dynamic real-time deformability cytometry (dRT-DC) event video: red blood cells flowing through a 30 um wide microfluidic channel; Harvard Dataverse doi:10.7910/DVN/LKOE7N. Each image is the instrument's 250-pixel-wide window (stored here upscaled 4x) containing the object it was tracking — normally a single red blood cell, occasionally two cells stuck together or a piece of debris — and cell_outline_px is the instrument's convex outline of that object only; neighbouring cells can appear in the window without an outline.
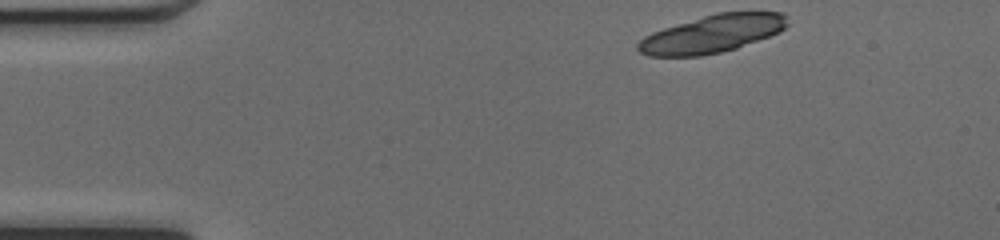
{"species": "common noctule bat (a hibernating species)", "species_latin": "Nyctalus noctula", "temperature_condition": "cold", "stored_images_in_passage": 11, "camera_frame_rate_fps": 3000, "um_per_image_px": 0.085, "animal": {"sex": "female", "body_mass_g": 17.0, "forearm_length_mm": 48.0}, "frame": {"image": 1, "passage_image": 1, "time_ms": 0.0, "image_size_px": [1000, 240], "cell_outline_px": [[788, 24], [780, 32], [736, 48], [720, 52], [700, 56], [648, 56], [640, 52], [636, 48], [636, 44], [644, 36], [652, 32], [664, 28], [716, 12], [780, 12], [784, 16]], "centroid_in_image_um": [60.5, 2.88], "position_along_channel_um": 24.5, "area_um2": 32.6}}